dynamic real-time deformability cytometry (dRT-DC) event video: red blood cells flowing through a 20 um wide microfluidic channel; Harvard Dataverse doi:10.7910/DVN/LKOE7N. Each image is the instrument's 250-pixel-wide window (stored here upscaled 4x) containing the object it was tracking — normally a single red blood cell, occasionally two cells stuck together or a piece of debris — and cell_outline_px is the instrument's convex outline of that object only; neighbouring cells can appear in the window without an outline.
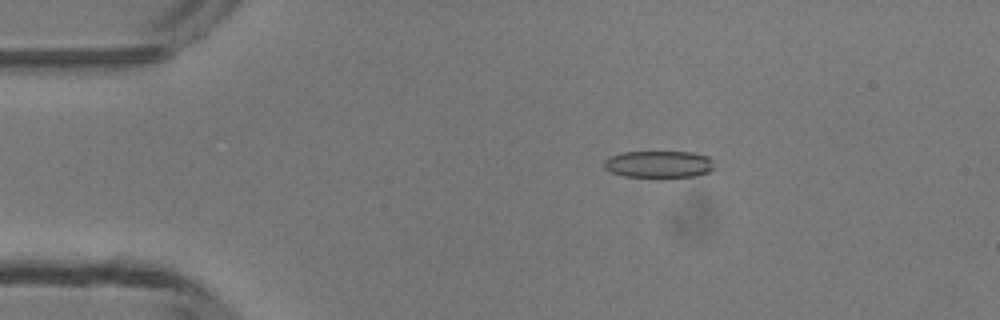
{"species": "common noctule bat (a hibernating species)", "species_latin": "Nyctalus noctula", "temperature_condition": "room temperature", "stored_images_in_passage": 5, "camera_frame_rate_fps": 3000, "um_per_image_px": 0.085, "animal": {"sex": "male", "body_mass_g": 13.3}, "frame": {"image": 1, "passage_image": 3, "time_ms": 2.333, "image_size_px": [1000, 320], "cell_outline_px": [[712, 168], [708, 172], [696, 176], [660, 180], [624, 176], [612, 172], [604, 168], [604, 160], [608, 156], [620, 152], [692, 152], [708, 156], [712, 160]], "centroid_in_image_um": [55.97, 14.0], "position_along_channel_um": 29.0, "area_um2": 18.15}}